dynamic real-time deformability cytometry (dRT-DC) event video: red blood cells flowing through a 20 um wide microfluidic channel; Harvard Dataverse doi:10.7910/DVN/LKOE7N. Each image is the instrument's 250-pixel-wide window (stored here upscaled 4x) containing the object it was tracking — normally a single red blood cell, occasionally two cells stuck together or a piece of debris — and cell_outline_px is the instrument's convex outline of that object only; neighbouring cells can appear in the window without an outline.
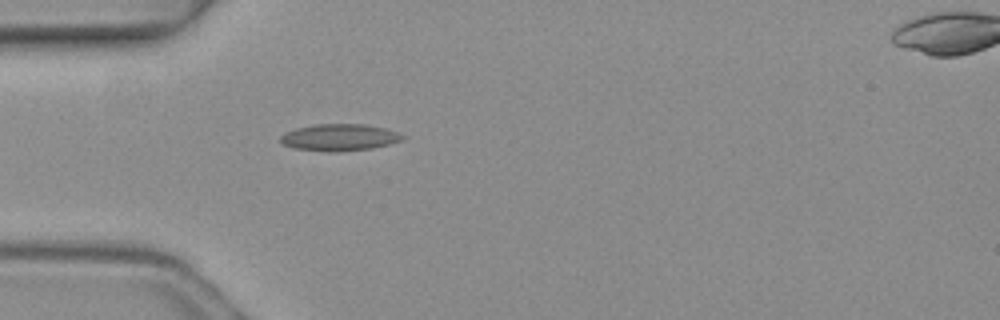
{"species": "common noctule bat (a hibernating species)", "species_latin": "Nyctalus noctula", "temperature_condition": "warm", "stored_images_in_passage": 5, "camera_frame_rate_fps": 3000, "um_per_image_px": 0.085, "animal": {"sex": "female", "body_mass_g": 19.3, "forearm_length_mm": 54.1}, "frame": {"image": 1, "passage_image": 4, "time_ms": 1.0, "image_size_px": [1000, 320], "cell_outline_px": [[404, 136], [400, 140], [388, 144], [372, 148], [336, 152], [296, 148], [284, 144], [280, 140], [280, 136], [284, 132], [296, 128], [312, 124], [364, 124], [384, 128], [396, 132]], "centroid_in_image_um": [28.81, 11.66], "position_along_channel_um": 56.2, "area_um2": 18.79}}